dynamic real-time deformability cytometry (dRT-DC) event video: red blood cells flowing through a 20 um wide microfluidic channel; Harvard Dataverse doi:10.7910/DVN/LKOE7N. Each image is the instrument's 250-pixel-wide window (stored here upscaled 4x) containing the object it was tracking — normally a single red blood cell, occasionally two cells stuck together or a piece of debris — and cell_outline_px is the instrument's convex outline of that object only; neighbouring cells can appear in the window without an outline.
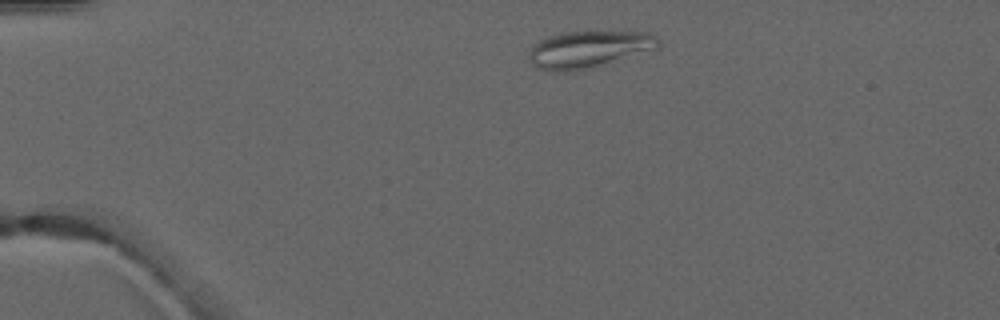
{"species": "common noctule bat (a hibernating species)", "species_latin": "Nyctalus noctula", "temperature_condition": "warm", "stored_images_in_passage": 2, "camera_frame_rate_fps": 3000, "um_per_image_px": 0.085, "animal": {"sex": "male", "forearm_length_mm": 52.5}, "frame": {"image": 1, "passage_image": 1, "time_ms": 0.0, "image_size_px": [1000, 320], "cell_outline_px": [[660, 40], [656, 48], [592, 68], [568, 72], [552, 72], [540, 68], [532, 64], [528, 60], [528, 52], [532, 44], [548, 36], [564, 32], [648, 32], [656, 36]], "centroid_in_image_um": [49.96, 4.2], "position_along_channel_um": 35.0, "area_um2": 27.8}}